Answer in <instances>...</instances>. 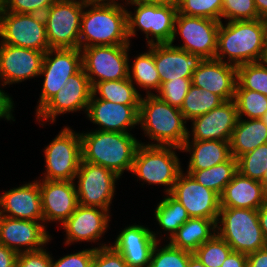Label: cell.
<instances>
[{
    "label": "cell",
    "mask_w": 267,
    "mask_h": 267,
    "mask_svg": "<svg viewBox=\"0 0 267 267\" xmlns=\"http://www.w3.org/2000/svg\"><path fill=\"white\" fill-rule=\"evenodd\" d=\"M18 253L0 244V267H17Z\"/></svg>",
    "instance_id": "48"
},
{
    "label": "cell",
    "mask_w": 267,
    "mask_h": 267,
    "mask_svg": "<svg viewBox=\"0 0 267 267\" xmlns=\"http://www.w3.org/2000/svg\"><path fill=\"white\" fill-rule=\"evenodd\" d=\"M156 233L142 225L124 228L114 245L129 267H149L152 250L159 241Z\"/></svg>",
    "instance_id": "23"
},
{
    "label": "cell",
    "mask_w": 267,
    "mask_h": 267,
    "mask_svg": "<svg viewBox=\"0 0 267 267\" xmlns=\"http://www.w3.org/2000/svg\"><path fill=\"white\" fill-rule=\"evenodd\" d=\"M1 43L47 52L50 47L46 37L43 15L0 12Z\"/></svg>",
    "instance_id": "11"
},
{
    "label": "cell",
    "mask_w": 267,
    "mask_h": 267,
    "mask_svg": "<svg viewBox=\"0 0 267 267\" xmlns=\"http://www.w3.org/2000/svg\"><path fill=\"white\" fill-rule=\"evenodd\" d=\"M267 143V125L261 119L239 118L230 140V153L235 159Z\"/></svg>",
    "instance_id": "29"
},
{
    "label": "cell",
    "mask_w": 267,
    "mask_h": 267,
    "mask_svg": "<svg viewBox=\"0 0 267 267\" xmlns=\"http://www.w3.org/2000/svg\"><path fill=\"white\" fill-rule=\"evenodd\" d=\"M172 149L182 151L175 146L146 145L141 142L131 172L149 184L166 185L165 192L170 194L182 172L180 160Z\"/></svg>",
    "instance_id": "6"
},
{
    "label": "cell",
    "mask_w": 267,
    "mask_h": 267,
    "mask_svg": "<svg viewBox=\"0 0 267 267\" xmlns=\"http://www.w3.org/2000/svg\"><path fill=\"white\" fill-rule=\"evenodd\" d=\"M223 102L224 100L220 96L191 85L180 111L185 120H192L195 117L208 113Z\"/></svg>",
    "instance_id": "33"
},
{
    "label": "cell",
    "mask_w": 267,
    "mask_h": 267,
    "mask_svg": "<svg viewBox=\"0 0 267 267\" xmlns=\"http://www.w3.org/2000/svg\"><path fill=\"white\" fill-rule=\"evenodd\" d=\"M264 20H265V24H266V32H267V17L264 18Z\"/></svg>",
    "instance_id": "61"
},
{
    "label": "cell",
    "mask_w": 267,
    "mask_h": 267,
    "mask_svg": "<svg viewBox=\"0 0 267 267\" xmlns=\"http://www.w3.org/2000/svg\"><path fill=\"white\" fill-rule=\"evenodd\" d=\"M41 223L44 222L14 219L0 215V244L18 254L43 249L42 246L46 245L51 237L45 229V224ZM22 246L26 248L23 249Z\"/></svg>",
    "instance_id": "18"
},
{
    "label": "cell",
    "mask_w": 267,
    "mask_h": 267,
    "mask_svg": "<svg viewBox=\"0 0 267 267\" xmlns=\"http://www.w3.org/2000/svg\"><path fill=\"white\" fill-rule=\"evenodd\" d=\"M260 183L263 185L265 191L267 192V170L265 171L262 181Z\"/></svg>",
    "instance_id": "57"
},
{
    "label": "cell",
    "mask_w": 267,
    "mask_h": 267,
    "mask_svg": "<svg viewBox=\"0 0 267 267\" xmlns=\"http://www.w3.org/2000/svg\"><path fill=\"white\" fill-rule=\"evenodd\" d=\"M263 61L267 64V42H266V51Z\"/></svg>",
    "instance_id": "59"
},
{
    "label": "cell",
    "mask_w": 267,
    "mask_h": 267,
    "mask_svg": "<svg viewBox=\"0 0 267 267\" xmlns=\"http://www.w3.org/2000/svg\"><path fill=\"white\" fill-rule=\"evenodd\" d=\"M136 5L135 14L127 10L128 38L136 35V27L146 34L148 46L153 44L170 43L174 32L177 6L148 4L138 1H128ZM155 38L149 39L150 35Z\"/></svg>",
    "instance_id": "8"
},
{
    "label": "cell",
    "mask_w": 267,
    "mask_h": 267,
    "mask_svg": "<svg viewBox=\"0 0 267 267\" xmlns=\"http://www.w3.org/2000/svg\"><path fill=\"white\" fill-rule=\"evenodd\" d=\"M216 225V221L212 219L189 218L172 236L169 243L176 248L193 253L216 234Z\"/></svg>",
    "instance_id": "30"
},
{
    "label": "cell",
    "mask_w": 267,
    "mask_h": 267,
    "mask_svg": "<svg viewBox=\"0 0 267 267\" xmlns=\"http://www.w3.org/2000/svg\"><path fill=\"white\" fill-rule=\"evenodd\" d=\"M266 201L263 185L237 172L220 196V207L258 210Z\"/></svg>",
    "instance_id": "27"
},
{
    "label": "cell",
    "mask_w": 267,
    "mask_h": 267,
    "mask_svg": "<svg viewBox=\"0 0 267 267\" xmlns=\"http://www.w3.org/2000/svg\"><path fill=\"white\" fill-rule=\"evenodd\" d=\"M222 17L228 19L229 22L260 18L254 0H223Z\"/></svg>",
    "instance_id": "43"
},
{
    "label": "cell",
    "mask_w": 267,
    "mask_h": 267,
    "mask_svg": "<svg viewBox=\"0 0 267 267\" xmlns=\"http://www.w3.org/2000/svg\"><path fill=\"white\" fill-rule=\"evenodd\" d=\"M94 252L95 248H92L63 256L56 262L52 260L51 267H92Z\"/></svg>",
    "instance_id": "46"
},
{
    "label": "cell",
    "mask_w": 267,
    "mask_h": 267,
    "mask_svg": "<svg viewBox=\"0 0 267 267\" xmlns=\"http://www.w3.org/2000/svg\"><path fill=\"white\" fill-rule=\"evenodd\" d=\"M237 66L217 59H204L193 71L192 85L220 96L224 101L235 97Z\"/></svg>",
    "instance_id": "21"
},
{
    "label": "cell",
    "mask_w": 267,
    "mask_h": 267,
    "mask_svg": "<svg viewBox=\"0 0 267 267\" xmlns=\"http://www.w3.org/2000/svg\"><path fill=\"white\" fill-rule=\"evenodd\" d=\"M216 223L217 234L233 251L248 255L266 248L267 242L260 227L258 210L220 207Z\"/></svg>",
    "instance_id": "5"
},
{
    "label": "cell",
    "mask_w": 267,
    "mask_h": 267,
    "mask_svg": "<svg viewBox=\"0 0 267 267\" xmlns=\"http://www.w3.org/2000/svg\"><path fill=\"white\" fill-rule=\"evenodd\" d=\"M154 215L159 226L168 233L170 232L168 239H171L190 218L186 209L171 194H166V197L157 205Z\"/></svg>",
    "instance_id": "34"
},
{
    "label": "cell",
    "mask_w": 267,
    "mask_h": 267,
    "mask_svg": "<svg viewBox=\"0 0 267 267\" xmlns=\"http://www.w3.org/2000/svg\"><path fill=\"white\" fill-rule=\"evenodd\" d=\"M85 3H107V4H115L117 3L115 0H82ZM107 1V2H106ZM129 0H126L128 2Z\"/></svg>",
    "instance_id": "56"
},
{
    "label": "cell",
    "mask_w": 267,
    "mask_h": 267,
    "mask_svg": "<svg viewBox=\"0 0 267 267\" xmlns=\"http://www.w3.org/2000/svg\"><path fill=\"white\" fill-rule=\"evenodd\" d=\"M3 10V0H0V12Z\"/></svg>",
    "instance_id": "60"
},
{
    "label": "cell",
    "mask_w": 267,
    "mask_h": 267,
    "mask_svg": "<svg viewBox=\"0 0 267 267\" xmlns=\"http://www.w3.org/2000/svg\"><path fill=\"white\" fill-rule=\"evenodd\" d=\"M170 194L182 204L190 218L218 221L220 196L198 183L191 175L181 172Z\"/></svg>",
    "instance_id": "15"
},
{
    "label": "cell",
    "mask_w": 267,
    "mask_h": 267,
    "mask_svg": "<svg viewBox=\"0 0 267 267\" xmlns=\"http://www.w3.org/2000/svg\"><path fill=\"white\" fill-rule=\"evenodd\" d=\"M82 160L100 165L119 177L131 171L140 142L130 133L100 131L80 133Z\"/></svg>",
    "instance_id": "2"
},
{
    "label": "cell",
    "mask_w": 267,
    "mask_h": 267,
    "mask_svg": "<svg viewBox=\"0 0 267 267\" xmlns=\"http://www.w3.org/2000/svg\"><path fill=\"white\" fill-rule=\"evenodd\" d=\"M234 101L237 105L238 117L261 119L267 112V96L253 90H235Z\"/></svg>",
    "instance_id": "38"
},
{
    "label": "cell",
    "mask_w": 267,
    "mask_h": 267,
    "mask_svg": "<svg viewBox=\"0 0 267 267\" xmlns=\"http://www.w3.org/2000/svg\"><path fill=\"white\" fill-rule=\"evenodd\" d=\"M54 53V57L52 54ZM80 49H49L45 52L40 76L44 82L36 113L68 82L69 78L82 69Z\"/></svg>",
    "instance_id": "13"
},
{
    "label": "cell",
    "mask_w": 267,
    "mask_h": 267,
    "mask_svg": "<svg viewBox=\"0 0 267 267\" xmlns=\"http://www.w3.org/2000/svg\"><path fill=\"white\" fill-rule=\"evenodd\" d=\"M188 137L181 150L192 153L188 171H196L221 164L231 157L230 142L222 140L197 141ZM192 147V148H191ZM192 151V152H191Z\"/></svg>",
    "instance_id": "28"
},
{
    "label": "cell",
    "mask_w": 267,
    "mask_h": 267,
    "mask_svg": "<svg viewBox=\"0 0 267 267\" xmlns=\"http://www.w3.org/2000/svg\"><path fill=\"white\" fill-rule=\"evenodd\" d=\"M267 32L265 20L222 21L218 30L215 59L239 66L263 61L266 51ZM228 56L227 61L223 58Z\"/></svg>",
    "instance_id": "1"
},
{
    "label": "cell",
    "mask_w": 267,
    "mask_h": 267,
    "mask_svg": "<svg viewBox=\"0 0 267 267\" xmlns=\"http://www.w3.org/2000/svg\"><path fill=\"white\" fill-rule=\"evenodd\" d=\"M232 248L217 233L199 246L193 254L207 267H221Z\"/></svg>",
    "instance_id": "39"
},
{
    "label": "cell",
    "mask_w": 267,
    "mask_h": 267,
    "mask_svg": "<svg viewBox=\"0 0 267 267\" xmlns=\"http://www.w3.org/2000/svg\"><path fill=\"white\" fill-rule=\"evenodd\" d=\"M159 241L155 244L149 267H187L189 258L193 253L176 248L170 243L163 248L158 247ZM159 248V249H158Z\"/></svg>",
    "instance_id": "40"
},
{
    "label": "cell",
    "mask_w": 267,
    "mask_h": 267,
    "mask_svg": "<svg viewBox=\"0 0 267 267\" xmlns=\"http://www.w3.org/2000/svg\"><path fill=\"white\" fill-rule=\"evenodd\" d=\"M220 23L217 20L182 15L177 12L170 44L173 45L176 34H180L184 44L176 47L200 55L203 59H214Z\"/></svg>",
    "instance_id": "12"
},
{
    "label": "cell",
    "mask_w": 267,
    "mask_h": 267,
    "mask_svg": "<svg viewBox=\"0 0 267 267\" xmlns=\"http://www.w3.org/2000/svg\"><path fill=\"white\" fill-rule=\"evenodd\" d=\"M91 95L92 86L82 68L37 112V118L39 122L44 119L53 123L59 114L74 113L81 109L87 111Z\"/></svg>",
    "instance_id": "16"
},
{
    "label": "cell",
    "mask_w": 267,
    "mask_h": 267,
    "mask_svg": "<svg viewBox=\"0 0 267 267\" xmlns=\"http://www.w3.org/2000/svg\"><path fill=\"white\" fill-rule=\"evenodd\" d=\"M44 222L63 224L78 207L76 185L73 181H39Z\"/></svg>",
    "instance_id": "19"
},
{
    "label": "cell",
    "mask_w": 267,
    "mask_h": 267,
    "mask_svg": "<svg viewBox=\"0 0 267 267\" xmlns=\"http://www.w3.org/2000/svg\"><path fill=\"white\" fill-rule=\"evenodd\" d=\"M223 0H179V14L213 19L221 22Z\"/></svg>",
    "instance_id": "41"
},
{
    "label": "cell",
    "mask_w": 267,
    "mask_h": 267,
    "mask_svg": "<svg viewBox=\"0 0 267 267\" xmlns=\"http://www.w3.org/2000/svg\"><path fill=\"white\" fill-rule=\"evenodd\" d=\"M145 98L141 97L140 100L138 125H141L146 136L157 141V144L147 145L182 148L190 132L180 109L159 99L149 90Z\"/></svg>",
    "instance_id": "4"
},
{
    "label": "cell",
    "mask_w": 267,
    "mask_h": 267,
    "mask_svg": "<svg viewBox=\"0 0 267 267\" xmlns=\"http://www.w3.org/2000/svg\"><path fill=\"white\" fill-rule=\"evenodd\" d=\"M191 85L192 78H179L167 81L160 85L157 91L159 94L154 95L169 105L180 109Z\"/></svg>",
    "instance_id": "42"
},
{
    "label": "cell",
    "mask_w": 267,
    "mask_h": 267,
    "mask_svg": "<svg viewBox=\"0 0 267 267\" xmlns=\"http://www.w3.org/2000/svg\"><path fill=\"white\" fill-rule=\"evenodd\" d=\"M129 47L130 45H112L80 49L82 67L91 86L97 82L129 78Z\"/></svg>",
    "instance_id": "9"
},
{
    "label": "cell",
    "mask_w": 267,
    "mask_h": 267,
    "mask_svg": "<svg viewBox=\"0 0 267 267\" xmlns=\"http://www.w3.org/2000/svg\"><path fill=\"white\" fill-rule=\"evenodd\" d=\"M83 10L79 49L92 46L130 45L127 10L119 3H89Z\"/></svg>",
    "instance_id": "3"
},
{
    "label": "cell",
    "mask_w": 267,
    "mask_h": 267,
    "mask_svg": "<svg viewBox=\"0 0 267 267\" xmlns=\"http://www.w3.org/2000/svg\"><path fill=\"white\" fill-rule=\"evenodd\" d=\"M258 219L264 238L267 242V201L258 209Z\"/></svg>",
    "instance_id": "52"
},
{
    "label": "cell",
    "mask_w": 267,
    "mask_h": 267,
    "mask_svg": "<svg viewBox=\"0 0 267 267\" xmlns=\"http://www.w3.org/2000/svg\"><path fill=\"white\" fill-rule=\"evenodd\" d=\"M237 170V159L231 156L227 161L203 170L187 171L198 183L216 192L219 196L233 179Z\"/></svg>",
    "instance_id": "32"
},
{
    "label": "cell",
    "mask_w": 267,
    "mask_h": 267,
    "mask_svg": "<svg viewBox=\"0 0 267 267\" xmlns=\"http://www.w3.org/2000/svg\"><path fill=\"white\" fill-rule=\"evenodd\" d=\"M235 90H253L267 96V64L260 61L237 66Z\"/></svg>",
    "instance_id": "36"
},
{
    "label": "cell",
    "mask_w": 267,
    "mask_h": 267,
    "mask_svg": "<svg viewBox=\"0 0 267 267\" xmlns=\"http://www.w3.org/2000/svg\"><path fill=\"white\" fill-rule=\"evenodd\" d=\"M129 1H138L148 4H159V5H169V6H177L179 2V0H129Z\"/></svg>",
    "instance_id": "54"
},
{
    "label": "cell",
    "mask_w": 267,
    "mask_h": 267,
    "mask_svg": "<svg viewBox=\"0 0 267 267\" xmlns=\"http://www.w3.org/2000/svg\"><path fill=\"white\" fill-rule=\"evenodd\" d=\"M52 257L46 249L21 252L17 257V267H51Z\"/></svg>",
    "instance_id": "47"
},
{
    "label": "cell",
    "mask_w": 267,
    "mask_h": 267,
    "mask_svg": "<svg viewBox=\"0 0 267 267\" xmlns=\"http://www.w3.org/2000/svg\"><path fill=\"white\" fill-rule=\"evenodd\" d=\"M13 104L12 98L0 89V118H5L7 120H12L14 118L11 113L14 108Z\"/></svg>",
    "instance_id": "50"
},
{
    "label": "cell",
    "mask_w": 267,
    "mask_h": 267,
    "mask_svg": "<svg viewBox=\"0 0 267 267\" xmlns=\"http://www.w3.org/2000/svg\"><path fill=\"white\" fill-rule=\"evenodd\" d=\"M221 267H247V255L232 251Z\"/></svg>",
    "instance_id": "51"
},
{
    "label": "cell",
    "mask_w": 267,
    "mask_h": 267,
    "mask_svg": "<svg viewBox=\"0 0 267 267\" xmlns=\"http://www.w3.org/2000/svg\"><path fill=\"white\" fill-rule=\"evenodd\" d=\"M56 0H3V10L22 14L43 15Z\"/></svg>",
    "instance_id": "44"
},
{
    "label": "cell",
    "mask_w": 267,
    "mask_h": 267,
    "mask_svg": "<svg viewBox=\"0 0 267 267\" xmlns=\"http://www.w3.org/2000/svg\"><path fill=\"white\" fill-rule=\"evenodd\" d=\"M129 78L114 81L97 82L92 86L95 98L122 105H140L141 94ZM97 93L100 97H96Z\"/></svg>",
    "instance_id": "31"
},
{
    "label": "cell",
    "mask_w": 267,
    "mask_h": 267,
    "mask_svg": "<svg viewBox=\"0 0 267 267\" xmlns=\"http://www.w3.org/2000/svg\"><path fill=\"white\" fill-rule=\"evenodd\" d=\"M247 267H267V247L248 254Z\"/></svg>",
    "instance_id": "49"
},
{
    "label": "cell",
    "mask_w": 267,
    "mask_h": 267,
    "mask_svg": "<svg viewBox=\"0 0 267 267\" xmlns=\"http://www.w3.org/2000/svg\"><path fill=\"white\" fill-rule=\"evenodd\" d=\"M44 180L75 181L82 160L80 134L65 127L45 148Z\"/></svg>",
    "instance_id": "10"
},
{
    "label": "cell",
    "mask_w": 267,
    "mask_h": 267,
    "mask_svg": "<svg viewBox=\"0 0 267 267\" xmlns=\"http://www.w3.org/2000/svg\"><path fill=\"white\" fill-rule=\"evenodd\" d=\"M0 215L44 222L39 181L10 189L0 196Z\"/></svg>",
    "instance_id": "26"
},
{
    "label": "cell",
    "mask_w": 267,
    "mask_h": 267,
    "mask_svg": "<svg viewBox=\"0 0 267 267\" xmlns=\"http://www.w3.org/2000/svg\"><path fill=\"white\" fill-rule=\"evenodd\" d=\"M89 3L82 0H56L43 14L50 49H79L81 17Z\"/></svg>",
    "instance_id": "7"
},
{
    "label": "cell",
    "mask_w": 267,
    "mask_h": 267,
    "mask_svg": "<svg viewBox=\"0 0 267 267\" xmlns=\"http://www.w3.org/2000/svg\"><path fill=\"white\" fill-rule=\"evenodd\" d=\"M92 267H129L123 256L111 245L95 247Z\"/></svg>",
    "instance_id": "45"
},
{
    "label": "cell",
    "mask_w": 267,
    "mask_h": 267,
    "mask_svg": "<svg viewBox=\"0 0 267 267\" xmlns=\"http://www.w3.org/2000/svg\"><path fill=\"white\" fill-rule=\"evenodd\" d=\"M239 117L234 99L224 101L208 113L193 118L192 140H222L230 142Z\"/></svg>",
    "instance_id": "20"
},
{
    "label": "cell",
    "mask_w": 267,
    "mask_h": 267,
    "mask_svg": "<svg viewBox=\"0 0 267 267\" xmlns=\"http://www.w3.org/2000/svg\"><path fill=\"white\" fill-rule=\"evenodd\" d=\"M45 52L0 43V79L2 85L40 76Z\"/></svg>",
    "instance_id": "17"
},
{
    "label": "cell",
    "mask_w": 267,
    "mask_h": 267,
    "mask_svg": "<svg viewBox=\"0 0 267 267\" xmlns=\"http://www.w3.org/2000/svg\"><path fill=\"white\" fill-rule=\"evenodd\" d=\"M139 106L95 99L92 94L86 112L90 121L101 127L100 131L128 133V128L138 124Z\"/></svg>",
    "instance_id": "22"
},
{
    "label": "cell",
    "mask_w": 267,
    "mask_h": 267,
    "mask_svg": "<svg viewBox=\"0 0 267 267\" xmlns=\"http://www.w3.org/2000/svg\"><path fill=\"white\" fill-rule=\"evenodd\" d=\"M204 59L200 55L191 54L170 43L154 44V61L160 76V82L179 78H192Z\"/></svg>",
    "instance_id": "25"
},
{
    "label": "cell",
    "mask_w": 267,
    "mask_h": 267,
    "mask_svg": "<svg viewBox=\"0 0 267 267\" xmlns=\"http://www.w3.org/2000/svg\"><path fill=\"white\" fill-rule=\"evenodd\" d=\"M237 170L243 176L261 182L267 170V143L237 158Z\"/></svg>",
    "instance_id": "37"
},
{
    "label": "cell",
    "mask_w": 267,
    "mask_h": 267,
    "mask_svg": "<svg viewBox=\"0 0 267 267\" xmlns=\"http://www.w3.org/2000/svg\"><path fill=\"white\" fill-rule=\"evenodd\" d=\"M110 219L109 211L78 205L72 215L62 224L66 231V243L99 240L107 231ZM106 230V231H105Z\"/></svg>",
    "instance_id": "24"
},
{
    "label": "cell",
    "mask_w": 267,
    "mask_h": 267,
    "mask_svg": "<svg viewBox=\"0 0 267 267\" xmlns=\"http://www.w3.org/2000/svg\"><path fill=\"white\" fill-rule=\"evenodd\" d=\"M187 267H207L194 254L189 258Z\"/></svg>",
    "instance_id": "55"
},
{
    "label": "cell",
    "mask_w": 267,
    "mask_h": 267,
    "mask_svg": "<svg viewBox=\"0 0 267 267\" xmlns=\"http://www.w3.org/2000/svg\"><path fill=\"white\" fill-rule=\"evenodd\" d=\"M258 16L262 19L267 17V0H254Z\"/></svg>",
    "instance_id": "53"
},
{
    "label": "cell",
    "mask_w": 267,
    "mask_h": 267,
    "mask_svg": "<svg viewBox=\"0 0 267 267\" xmlns=\"http://www.w3.org/2000/svg\"><path fill=\"white\" fill-rule=\"evenodd\" d=\"M261 120L267 125V112L262 116Z\"/></svg>",
    "instance_id": "58"
},
{
    "label": "cell",
    "mask_w": 267,
    "mask_h": 267,
    "mask_svg": "<svg viewBox=\"0 0 267 267\" xmlns=\"http://www.w3.org/2000/svg\"><path fill=\"white\" fill-rule=\"evenodd\" d=\"M132 66V71H130L129 65V79L132 83L135 81L136 84L145 88L146 91L148 89L159 90L161 82L154 61V44L149 45L147 53L137 56Z\"/></svg>",
    "instance_id": "35"
},
{
    "label": "cell",
    "mask_w": 267,
    "mask_h": 267,
    "mask_svg": "<svg viewBox=\"0 0 267 267\" xmlns=\"http://www.w3.org/2000/svg\"><path fill=\"white\" fill-rule=\"evenodd\" d=\"M75 178L79 205L99 207L109 211L115 191V182L120 177L110 169L81 160Z\"/></svg>",
    "instance_id": "14"
}]
</instances>
